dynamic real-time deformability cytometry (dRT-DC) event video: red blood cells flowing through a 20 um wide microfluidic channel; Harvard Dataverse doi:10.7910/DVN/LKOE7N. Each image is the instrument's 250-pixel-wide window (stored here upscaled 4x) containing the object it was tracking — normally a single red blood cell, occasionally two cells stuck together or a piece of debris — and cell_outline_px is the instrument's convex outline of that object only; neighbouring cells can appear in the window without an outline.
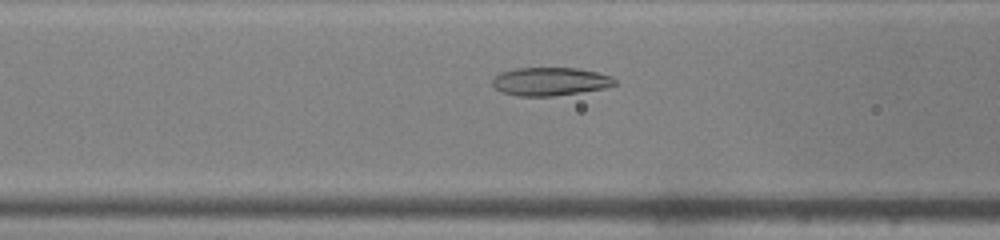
{"species": "common noctule bat (a hibernating species)", "species_latin": "Nyctalus noctula", "temperature_condition": "warm", "stored_images_in_passage": 39, "camera_frame_rate_fps": 3000, "um_per_image_px": 0.085, "animal": {"sex": "male", "body_mass_g": 19.0, "forearm_length_mm": 50.8}, "frame": {"image": 1, "passage_image": 11, "time_ms": 3.333, "image_size_px": [1000, 240], "cell_outline_px": [[616, 84], [604, 88], [580, 92], [552, 96], [516, 96], [500, 92], [492, 84], [492, 80], [500, 72], [516, 68], [576, 68], [596, 72], [612, 76], [616, 80]], "centroid_in_image_um": [46.74, 6.93], "position_along_channel_um": 119.9, "area_um2": 20.11}}
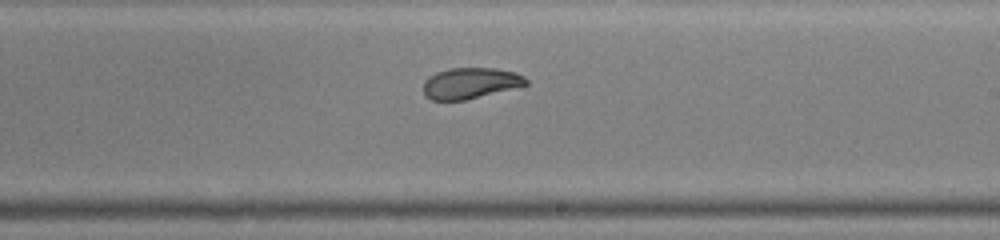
{"frame": {"image": 2, "passage_image": 20, "time_ms": 6.333, "image_size_px": [1000, 240], "cell_outline_px": [[528, 84], [464, 100], [432, 100], [424, 96], [424, 80], [428, 76], [436, 72], [448, 68], [496, 68], [516, 72], [524, 76], [528, 80]], "centroid_in_image_um": [39.95, 7.05], "position_along_channel_um": 249.1, "area_um2": 18.5}}
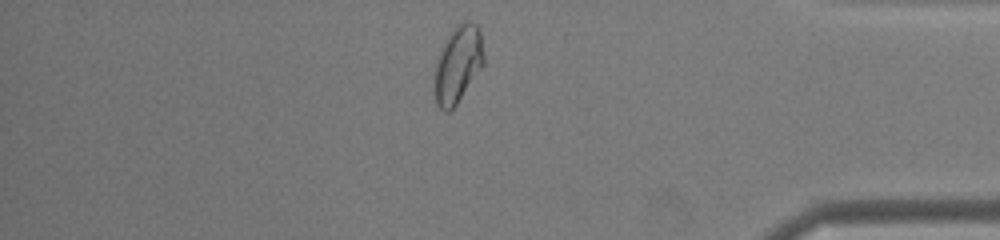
{"frame": {"image": 3, "passage_image": 32, "time_ms": 10.333, "image_size_px": [1000, 240], "cell_outline_px": [[484, 64], [456, 104], [448, 112], [444, 112], [436, 104], [432, 76], [440, 48], [444, 40], [464, 20], [468, 20], [476, 24], [480, 32], [484, 56]], "centroid_in_image_um": [38.88, 5.49], "position_along_channel_um": 396.3, "area_um2": 22.2}, "authors_computed_cell_mechanics": {"area_um2": 20.9814, "velocity_mm_per_s": 4.3208, "shape_relaxation_time_tau1_ms": null, "shape_relaxation_time_tau2_ms": 1.2046, "deformation_change_tau1": null, "deformation_change_tau2": 0.065}}